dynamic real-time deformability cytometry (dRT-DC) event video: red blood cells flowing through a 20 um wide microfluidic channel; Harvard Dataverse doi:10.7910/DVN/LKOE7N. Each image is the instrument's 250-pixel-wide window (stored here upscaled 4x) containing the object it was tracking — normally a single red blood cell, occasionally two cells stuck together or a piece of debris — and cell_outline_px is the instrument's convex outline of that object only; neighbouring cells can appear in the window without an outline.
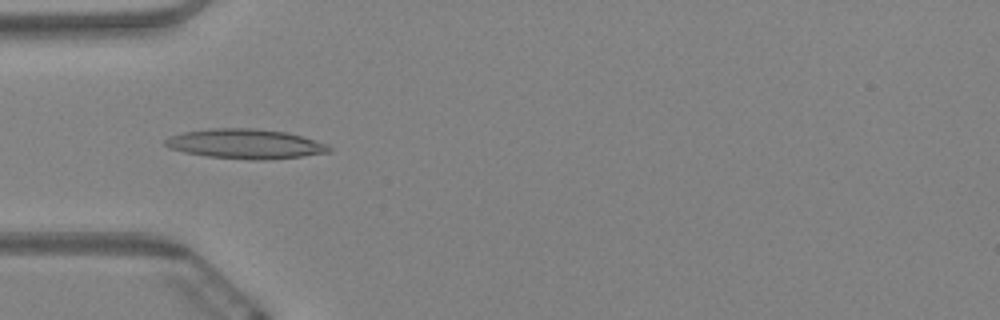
{"species": "Egyptian fruit bat (a non-hibernating species)", "species_latin": "Rousettus aegyptiacus", "temperature_condition": "warm", "stored_images_in_passage": 60, "camera_frame_rate_fps": 3000, "um_per_image_px": 0.085, "animal": {"sex": "female"}, "frame": {"image": 1, "passage_image": 19, "time_ms": 6.0, "image_size_px": [1000, 320], "cell_outline_px": [[332, 152], [300, 156], [264, 160], [252, 160], [208, 156], [184, 152], [168, 148], [164, 144], [164, 140], [168, 136], [184, 132], [212, 128], [252, 128], [284, 132], [300, 136], [324, 144], [332, 148]], "centroid_in_image_um": [20.79, 12.23], "position_along_channel_um": 64.2, "area_um2": 28.03}}
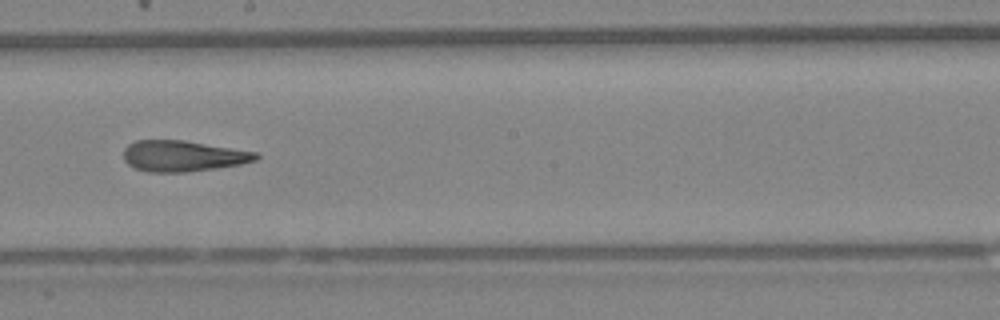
{"frame": {"image": 2, "passage_image": 34, "time_ms": 11.0, "image_size_px": [1000, 320], "cell_outline_px": [[260, 156], [256, 160], [240, 164], [216, 168], [184, 172], [148, 172], [136, 168], [128, 164], [124, 160], [124, 148], [128, 144], [136, 140], [184, 140], [256, 152]], "centroid_in_image_um": [15.53, 13.25], "position_along_channel_um": 232.7, "area_um2": 23.76}}
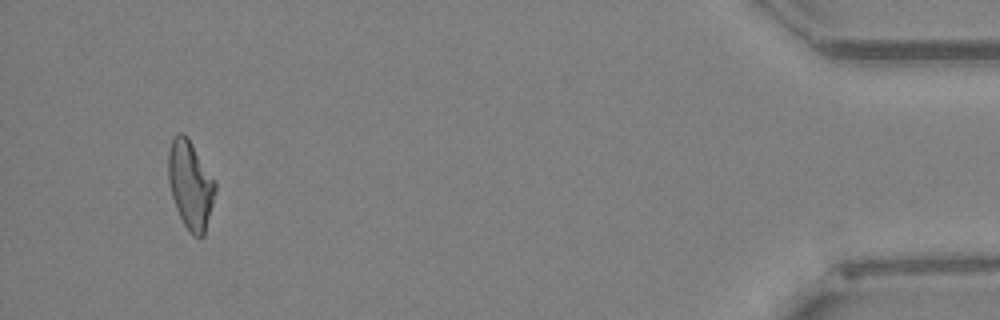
{"frame": {"image": 3, "passage_image": 57, "time_ms": 18.667, "image_size_px": [1000, 320], "cell_outline_px": [[216, 192], [204, 236], [192, 236], [184, 224], [176, 208], [172, 196], [168, 180], [168, 152], [172, 140], [180, 132], [184, 132], [188, 136], [216, 180]], "centroid_in_image_um": [16.2, 15.68], "position_along_channel_um": 419.0, "area_um2": 24.33}, "authors_computed_cell_mechanics": {"area_um2": 24.7673, "velocity_mm_per_s": 3.3921, "shape_relaxation_time_tau1_ms": null, "shape_relaxation_time_tau2_ms": 4.3714, "deformation_change_tau1": null, "deformation_change_tau2": 0.1636}}